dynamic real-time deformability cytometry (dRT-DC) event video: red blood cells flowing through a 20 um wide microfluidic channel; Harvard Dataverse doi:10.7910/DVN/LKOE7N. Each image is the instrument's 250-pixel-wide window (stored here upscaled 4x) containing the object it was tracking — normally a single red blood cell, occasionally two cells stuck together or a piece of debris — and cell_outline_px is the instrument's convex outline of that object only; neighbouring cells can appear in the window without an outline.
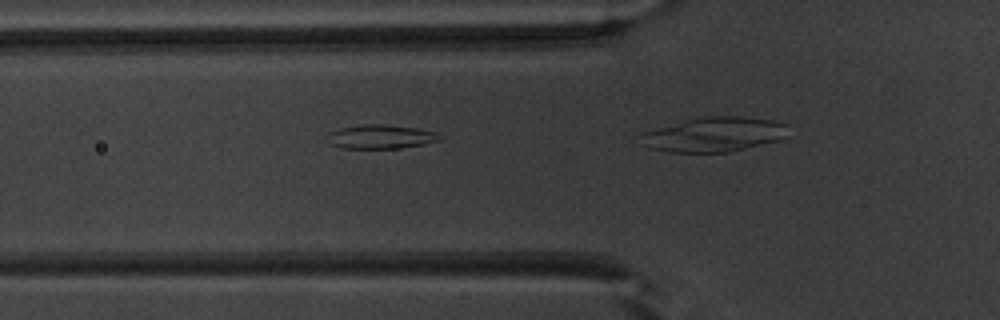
{"species": "common noctule bat (a hibernating species)", "species_latin": "Nyctalus noctula", "temperature_condition": "warm", "stored_images_in_passage": 20, "camera_frame_rate_fps": 3000, "um_per_image_px": 0.085, "animal": {"sex": "male", "body_mass_g": 20.1, "forearm_length_mm": 53.5}, "frame": {"image": 1, "passage_image": 17, "time_ms": 5.333, "image_size_px": [1000, 320], "cell_outline_px": [[440, 140], [424, 144], [396, 148], [340, 148], [332, 144], [324, 136], [328, 132], [340, 128], [368, 124], [380, 124], [416, 128], [436, 132]], "centroid_in_image_um": [32.29, 11.62], "position_along_channel_um": 93.5, "area_um2": 15.49}}